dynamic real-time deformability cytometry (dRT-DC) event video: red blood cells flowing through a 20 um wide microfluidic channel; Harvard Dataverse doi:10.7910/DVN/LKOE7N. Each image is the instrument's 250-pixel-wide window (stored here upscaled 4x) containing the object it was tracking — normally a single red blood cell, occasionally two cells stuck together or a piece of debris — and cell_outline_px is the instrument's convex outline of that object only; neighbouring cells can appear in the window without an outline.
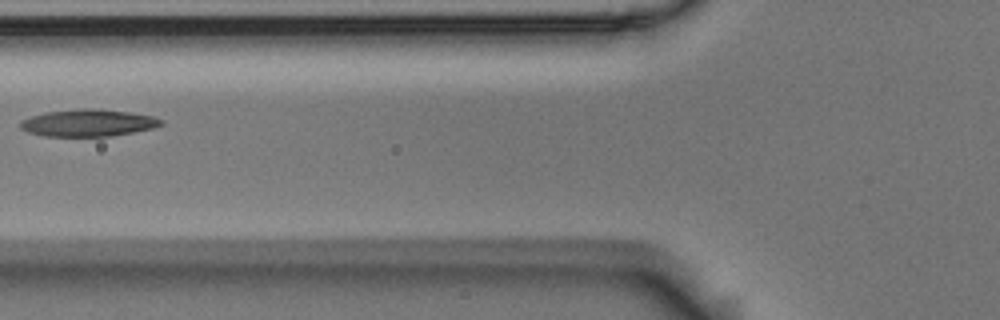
{"species": "Egyptian fruit bat (a non-hibernating species)", "species_latin": "Rousettus aegyptiacus", "temperature_condition": "room temperature", "stored_images_in_passage": 6, "camera_frame_rate_fps": 3000, "um_per_image_px": 0.085, "animal": {"sex": "male"}, "frame": {"image": 1, "passage_image": 6, "time_ms": 1.667, "image_size_px": [1000, 320], "cell_outline_px": [[164, 124], [152, 128], [112, 136], [44, 136], [28, 132], [20, 128], [20, 120], [44, 112], [80, 108], [92, 108], [128, 112], [152, 116], [164, 120]], "centroid_in_image_um": [7.47, 10.44], "position_along_channel_um": 118.3, "area_um2": 22.2}}